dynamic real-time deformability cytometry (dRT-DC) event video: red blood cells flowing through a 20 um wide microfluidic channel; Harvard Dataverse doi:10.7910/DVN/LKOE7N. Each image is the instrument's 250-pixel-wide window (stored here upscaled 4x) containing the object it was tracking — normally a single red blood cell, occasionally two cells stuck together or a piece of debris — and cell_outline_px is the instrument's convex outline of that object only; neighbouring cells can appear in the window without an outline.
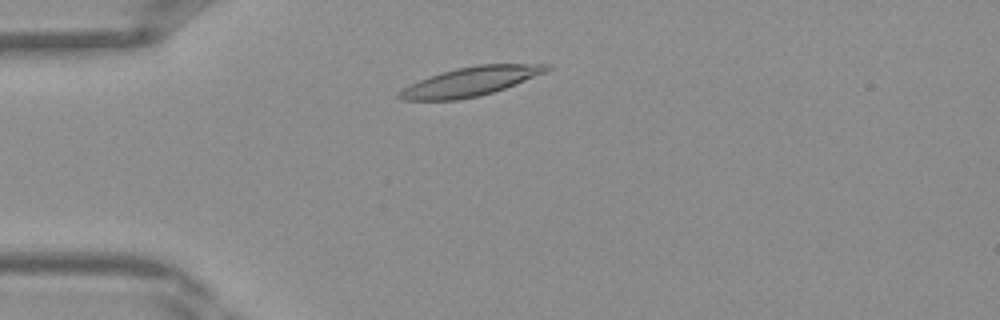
{"species": "Egyptian fruit bat (a non-hibernating species)", "species_latin": "Rousettus aegyptiacus", "temperature_condition": "warm", "stored_images_in_passage": 35, "camera_frame_rate_fps": 3000, "um_per_image_px": 0.085, "frame": {"image": 1, "passage_image": 5, "time_ms": 1.333, "image_size_px": [1000, 320], "cell_outline_px": [[552, 68], [548, 72], [504, 88], [480, 96], [456, 100], [404, 100], [396, 96], [404, 88], [420, 80], [440, 72], [456, 68], [476, 64], [552, 64]], "centroid_in_image_um": [40.05, 6.91], "position_along_channel_um": 44.9, "area_um2": 24.85}}
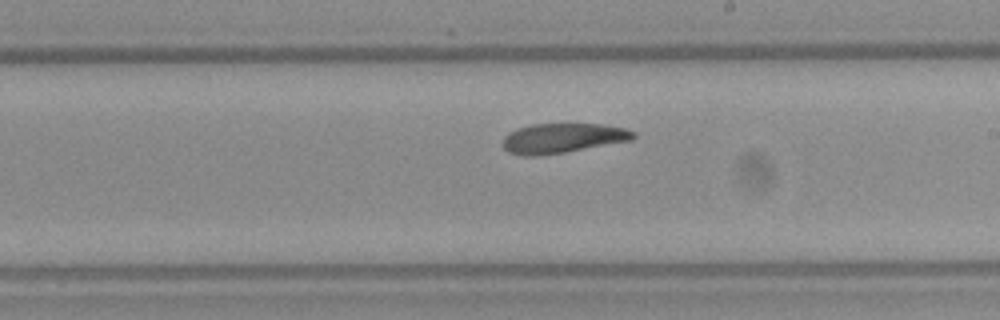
{"frame": {"image": 2, "passage_image": 18, "time_ms": 5.667, "image_size_px": [1000, 320], "cell_outline_px": [[636, 136], [632, 140], [564, 152], [536, 156], [520, 156], [508, 152], [504, 148], [504, 136], [508, 132], [516, 128], [532, 124], [604, 124], [624, 128], [636, 132]], "centroid_in_image_um": [47.8, 11.74], "position_along_channel_um": 241.2, "area_um2": 22.66}}
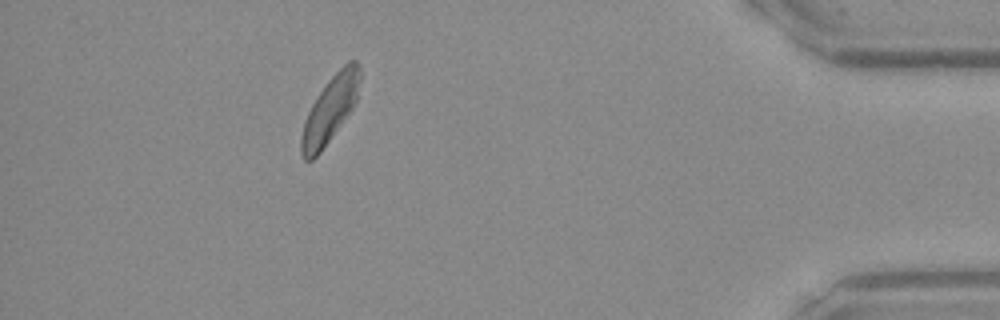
{"frame": {"image": 3, "passage_image": 31, "time_ms": 10.0, "image_size_px": [1000, 320], "cell_outline_px": [[360, 80], [356, 100], [352, 108], [320, 152], [312, 160], [304, 160], [300, 152], [300, 136], [308, 112], [316, 96], [328, 80], [348, 60], [356, 60], [360, 64]], "centroid_in_image_um": [28.04, 9.28], "position_along_channel_um": 407.2, "area_um2": 22.25}}